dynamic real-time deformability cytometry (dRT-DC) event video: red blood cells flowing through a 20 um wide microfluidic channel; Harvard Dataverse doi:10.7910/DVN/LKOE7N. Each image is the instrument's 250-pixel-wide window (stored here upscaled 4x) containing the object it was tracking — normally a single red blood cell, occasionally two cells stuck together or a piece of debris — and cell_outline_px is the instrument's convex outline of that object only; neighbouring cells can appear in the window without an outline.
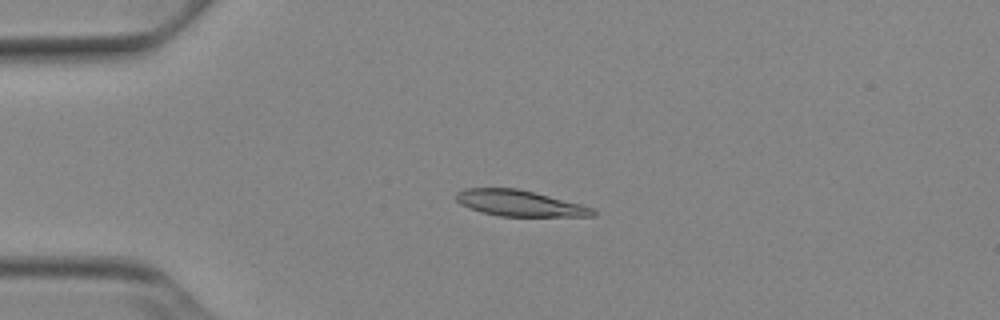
{"species": "Egyptian fruit bat (a non-hibernating species)", "species_latin": "Rousettus aegyptiacus", "temperature_condition": "cold", "stored_images_in_passage": 52, "camera_frame_rate_fps": 3000, "um_per_image_px": 0.085, "animal": {"sex": "female"}, "frame": {"image": 1, "passage_image": 13, "time_ms": 4.0, "image_size_px": [1000, 320], "cell_outline_px": [[596, 216], [500, 216], [480, 212], [468, 208], [460, 204], [456, 200], [456, 192], [464, 188], [516, 188], [580, 204], [592, 208], [596, 212]], "centroid_in_image_um": [44.1, 17.28], "position_along_channel_um": 40.9, "area_um2": 20.52}}
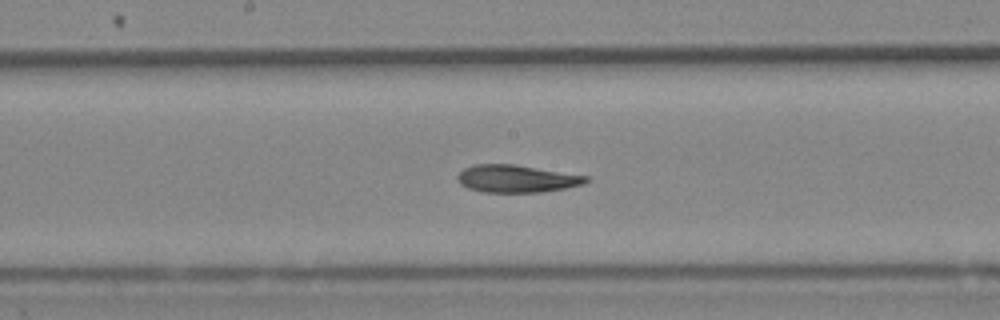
{"frame": {"image": 2, "passage_image": 28, "time_ms": 9.0, "image_size_px": [1000, 320], "cell_outline_px": [[588, 180], [584, 184], [564, 188], [540, 192], [484, 192], [468, 188], [460, 184], [456, 180], [456, 176], [464, 168], [472, 164], [512, 164], [588, 176]], "centroid_in_image_um": [43.85, 15.18], "position_along_channel_um": 204.3, "area_um2": 20.46}}
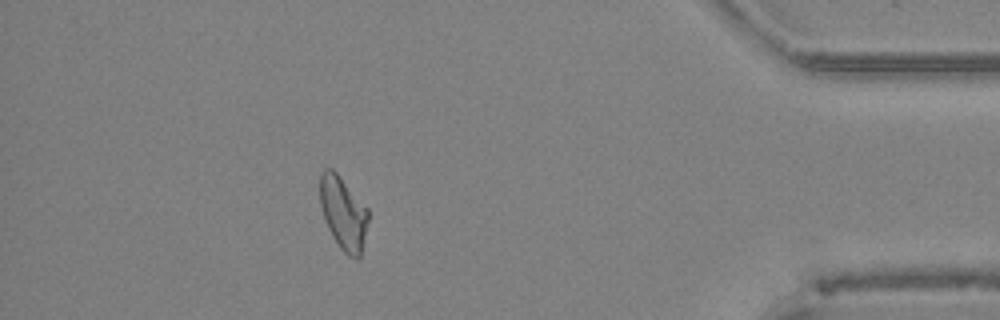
{"frame": {"image": 3, "passage_image": 47, "time_ms": 15.333, "image_size_px": [1000, 320], "cell_outline_px": [[368, 220], [360, 256], [356, 260], [348, 256], [340, 248], [332, 236], [324, 220], [320, 204], [320, 172], [324, 168], [332, 168], [336, 172], [368, 208]], "centroid_in_image_um": [29.16, 18.1], "position_along_channel_um": 406.0, "area_um2": 20.52}, "authors_computed_cell_mechanics": {"area_um2": 20.9236, "velocity_mm_per_s": 3.8763, "shape_relaxation_time_tau1_ms": 7.0739, "shape_relaxation_time_tau2_ms": null, "deformation_change_tau1": 0.1975, "deformation_change_tau2": null}}